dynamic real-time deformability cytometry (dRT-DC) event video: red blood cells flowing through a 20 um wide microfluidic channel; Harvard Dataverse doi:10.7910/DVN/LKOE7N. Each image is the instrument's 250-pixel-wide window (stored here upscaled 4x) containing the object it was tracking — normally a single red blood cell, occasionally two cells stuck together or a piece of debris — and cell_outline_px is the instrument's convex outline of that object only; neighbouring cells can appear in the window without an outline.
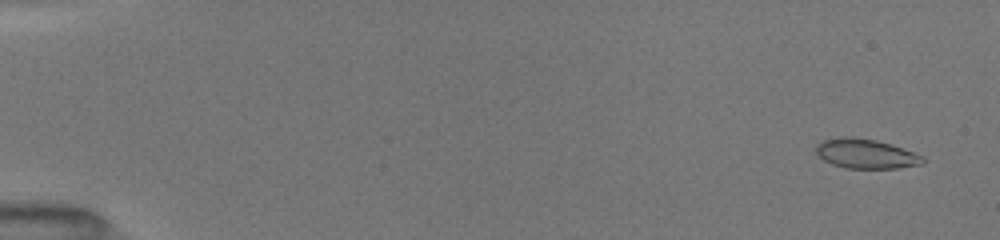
{"species": "common noctule bat (a hibernating species)", "species_latin": "Nyctalus noctula", "temperature_condition": "room temperature", "stored_images_in_passage": 84, "camera_frame_rate_fps": 3000, "um_per_image_px": 0.085, "animal": {"sex": "female", "body_mass_g": 19.5, "forearm_length_mm": 54.1}, "frame": {"image": 1, "passage_image": 6, "time_ms": 0.667, "image_size_px": [1000, 240], "cell_outline_px": [[924, 164], [896, 168], [844, 168], [832, 164], [824, 160], [816, 152], [816, 144], [824, 140], [840, 136], [852, 136], [876, 140], [892, 144], [924, 156]], "centroid_in_image_um": [73.6, 13.06], "position_along_channel_um": 11.4, "area_um2": 18.5}}
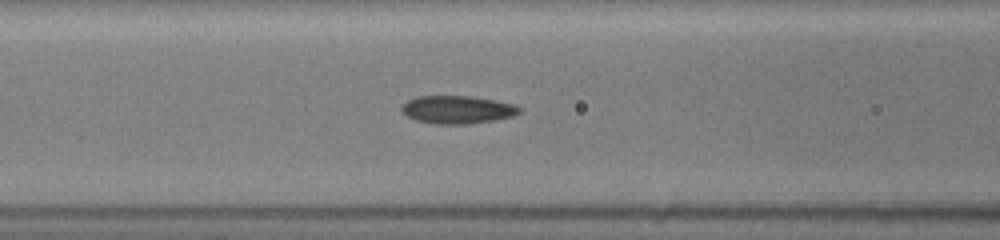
{"frame": {"image": 2, "passage_image": 41, "time_ms": 7.333, "image_size_px": [1000, 240], "cell_outline_px": [[520, 112], [512, 116], [492, 120], [464, 124], [436, 124], [416, 120], [408, 116], [400, 108], [408, 100], [416, 96], [468, 96], [492, 100], [512, 104], [520, 108]], "centroid_in_image_um": [38.83, 9.32], "position_along_channel_um": 127.8, "area_um2": 18.73}}
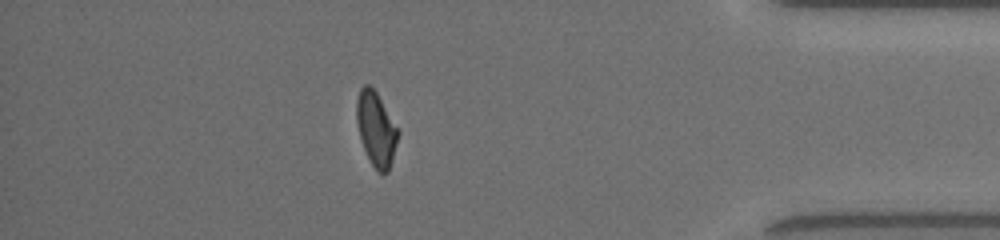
{"frame": {"image": 3, "passage_image": 73, "time_ms": 15.0, "image_size_px": [1000, 240], "cell_outline_px": [[400, 132], [388, 172], [376, 172], [360, 140], [356, 120], [356, 100], [360, 88], [364, 84], [368, 84], [376, 92]], "centroid_in_image_um": [31.95, 10.95], "position_along_channel_um": 403.3, "area_um2": 17.74}, "authors_computed_cell_mechanics": {"area_um2": 18.4093, "velocity_mm_per_s": 4.0364, "shape_relaxation_time_tau1_ms": 3.4294, "shape_relaxation_time_tau2_ms": 1.6282, "deformation_change_tau1": 0.1389, "deformation_change_tau2": 0.084}}